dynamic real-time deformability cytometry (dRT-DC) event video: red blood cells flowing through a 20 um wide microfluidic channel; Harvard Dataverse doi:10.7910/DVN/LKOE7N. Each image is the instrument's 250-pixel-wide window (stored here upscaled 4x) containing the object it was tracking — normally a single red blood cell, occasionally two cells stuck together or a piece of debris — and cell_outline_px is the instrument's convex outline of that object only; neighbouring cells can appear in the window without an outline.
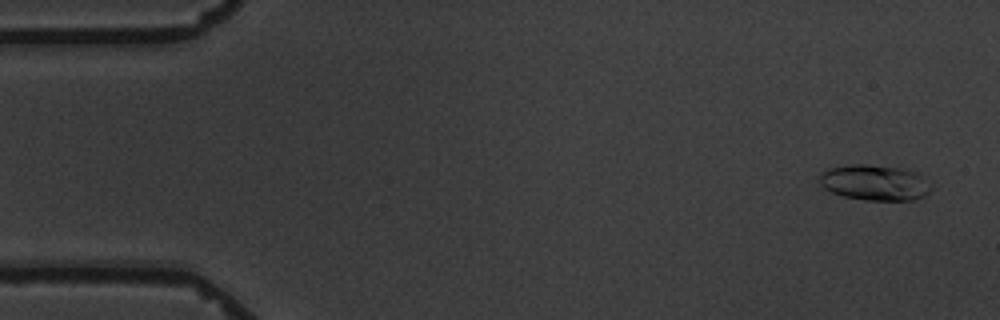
{"species": "common noctule bat (a hibernating species)", "species_latin": "Nyctalus noctula", "temperature_condition": "warm", "stored_images_in_passage": 5, "camera_frame_rate_fps": 3000, "um_per_image_px": 0.085, "animal": {"sex": "male", "body_mass_g": 19.5, "forearm_length_mm": 54.6}, "frame": {"image": 1, "passage_image": 1, "time_ms": 0.0, "image_size_px": [1000, 320], "cell_outline_px": [[932, 188], [924, 196], [916, 200], [864, 200], [844, 196], [832, 192], [824, 188], [820, 184], [820, 172], [828, 168], [848, 164], [864, 164], [900, 168], [920, 172], [932, 184]], "centroid_in_image_um": [74.39, 15.51], "position_along_channel_um": 10.6, "area_um2": 23.52}}
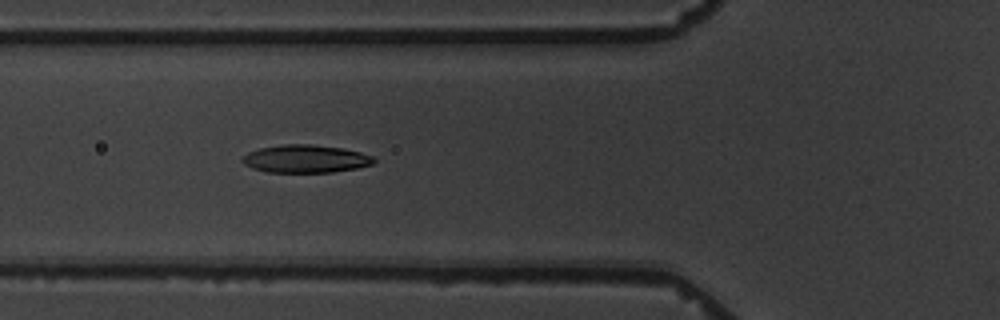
{"frame": {"image": 2, "passage_image": 5, "time_ms": 6.0, "image_size_px": [1000, 320], "cell_outline_px": [[376, 160], [372, 164], [356, 168], [332, 172], [268, 172], [252, 168], [244, 164], [240, 160], [248, 152], [260, 148], [284, 144], [308, 144], [344, 148], [360, 152], [372, 156]], "centroid_in_image_um": [25.96, 13.5], "position_along_channel_um": 99.8, "area_um2": 21.27}}